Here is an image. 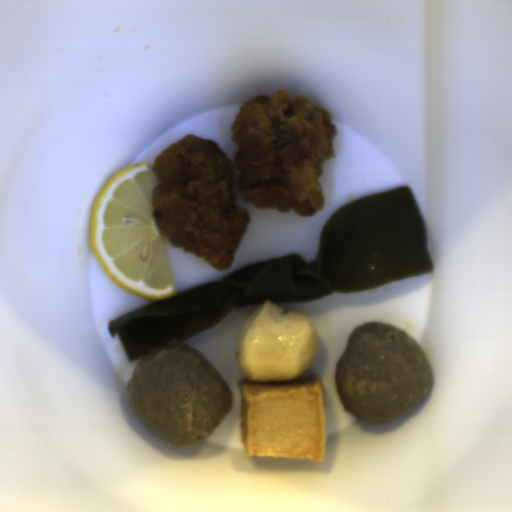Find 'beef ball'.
I'll return each mask as SVG.
<instances>
[{
	"mask_svg": "<svg viewBox=\"0 0 512 512\" xmlns=\"http://www.w3.org/2000/svg\"><path fill=\"white\" fill-rule=\"evenodd\" d=\"M126 397L133 414L183 450L205 442L232 404V391L214 366L176 339L139 359Z\"/></svg>",
	"mask_w": 512,
	"mask_h": 512,
	"instance_id": "beef-ball-1",
	"label": "beef ball"
},
{
	"mask_svg": "<svg viewBox=\"0 0 512 512\" xmlns=\"http://www.w3.org/2000/svg\"><path fill=\"white\" fill-rule=\"evenodd\" d=\"M346 413L367 426H386L412 412L431 392L433 373L420 345L389 323L358 325L335 376Z\"/></svg>",
	"mask_w": 512,
	"mask_h": 512,
	"instance_id": "beef-ball-2",
	"label": "beef ball"
}]
</instances>
